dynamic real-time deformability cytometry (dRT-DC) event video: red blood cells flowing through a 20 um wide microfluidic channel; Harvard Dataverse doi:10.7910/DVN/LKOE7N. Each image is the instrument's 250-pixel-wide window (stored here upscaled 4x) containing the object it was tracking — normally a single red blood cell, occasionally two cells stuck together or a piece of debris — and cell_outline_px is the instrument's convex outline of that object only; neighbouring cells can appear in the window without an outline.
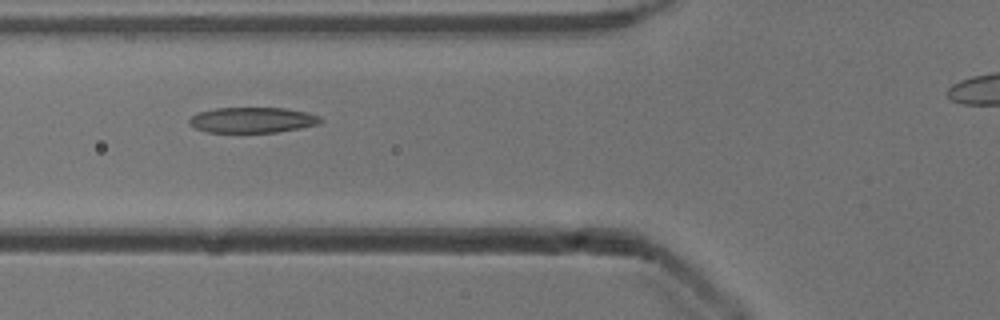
{"species": "common noctule bat (a hibernating species)", "species_latin": "Nyctalus noctula", "temperature_condition": "cold", "stored_images_in_passage": 5, "segment_of_instrument_passage": [1, 2], "camera_frame_rate_fps": 3000, "um_per_image_px": 0.085, "animal": {"sex": "male", "body_mass_g": 13.3}, "frame": {"image": 1, "passage_image": 3, "time_ms": 0.667, "image_size_px": [1000, 320], "cell_outline_px": [[324, 120], [320, 124], [300, 128], [276, 132], [208, 132], [196, 128], [188, 124], [188, 120], [192, 116], [200, 112], [216, 108], [284, 108], [304, 112], [320, 116]], "centroid_in_image_um": [21.47, 10.2], "position_along_channel_um": 104.3, "area_um2": 19.42}}
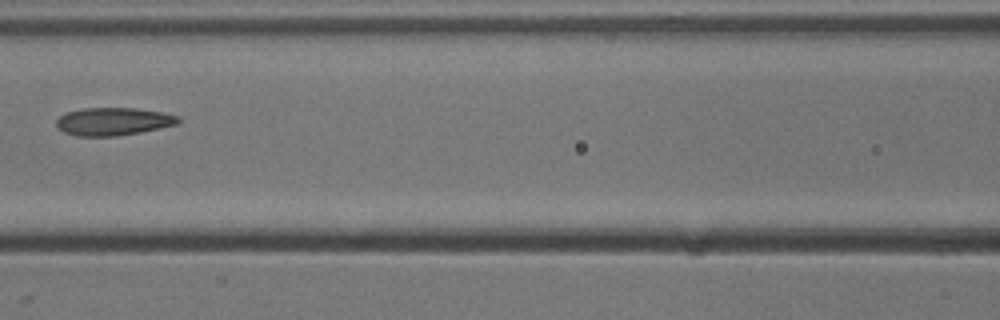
{"frame": {"image": 2, "passage_image": 4, "time_ms": 1.0, "image_size_px": [1000, 320], "cell_outline_px": [[180, 124], [140, 132], [116, 136], [76, 136], [64, 132], [56, 128], [56, 120], [64, 112], [80, 108], [136, 108], [164, 112], [180, 116]], "centroid_in_image_um": [9.63, 10.32], "position_along_channel_um": 157.0, "area_um2": 20.11}}